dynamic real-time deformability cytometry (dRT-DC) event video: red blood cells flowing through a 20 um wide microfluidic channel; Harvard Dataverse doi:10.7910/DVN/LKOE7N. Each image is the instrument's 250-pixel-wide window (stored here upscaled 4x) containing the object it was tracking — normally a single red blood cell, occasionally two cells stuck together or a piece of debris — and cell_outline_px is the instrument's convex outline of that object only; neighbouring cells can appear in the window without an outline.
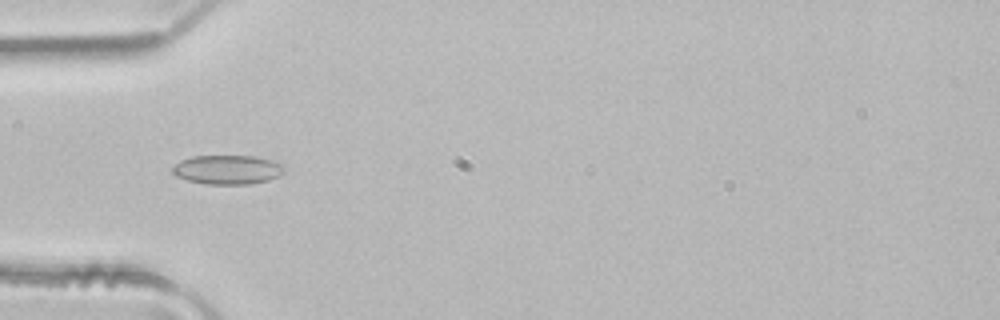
{"species": "common noctule bat (a hibernating species)", "species_latin": "Nyctalus noctula", "temperature_condition": "room temperature", "stored_images_in_passage": 4, "camera_frame_rate_fps": 3000, "um_per_image_px": 0.085, "animal": {"sex": "male", "body_mass_g": 21.5, "forearm_length_mm": 52.0}, "frame": {"image": 1, "passage_image": 3, "time_ms": 0.667, "image_size_px": [1000, 320], "cell_outline_px": [[284, 172], [268, 180], [248, 184], [208, 184], [188, 180], [176, 176], [172, 172], [172, 168], [180, 160], [192, 156], [256, 156], [272, 160], [284, 164]], "centroid_in_image_um": [19.34, 14.41], "position_along_channel_um": 65.7, "area_um2": 18.96}}
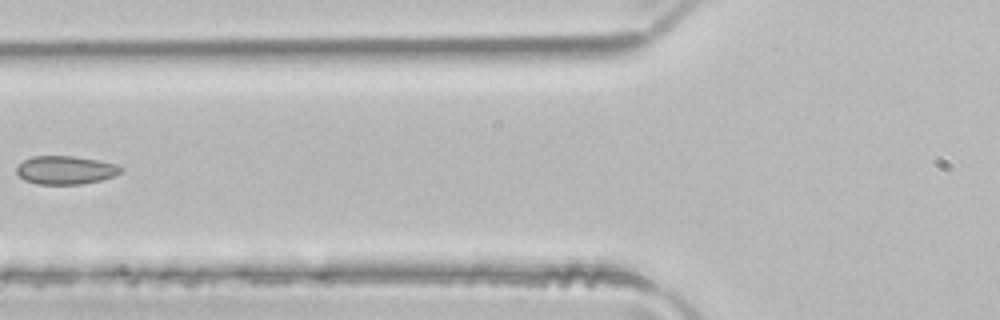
{"frame": {"image": 2, "passage_image": 4, "time_ms": 1.0, "image_size_px": [1000, 320], "cell_outline_px": [[124, 168], [116, 176], [100, 180], [80, 184], [36, 184], [24, 180], [16, 172], [16, 168], [24, 160], [32, 156], [72, 156], [96, 160], [116, 164]], "centroid_in_image_um": [5.57, 14.46], "position_along_channel_um": 120.2, "area_um2": 17.17}}